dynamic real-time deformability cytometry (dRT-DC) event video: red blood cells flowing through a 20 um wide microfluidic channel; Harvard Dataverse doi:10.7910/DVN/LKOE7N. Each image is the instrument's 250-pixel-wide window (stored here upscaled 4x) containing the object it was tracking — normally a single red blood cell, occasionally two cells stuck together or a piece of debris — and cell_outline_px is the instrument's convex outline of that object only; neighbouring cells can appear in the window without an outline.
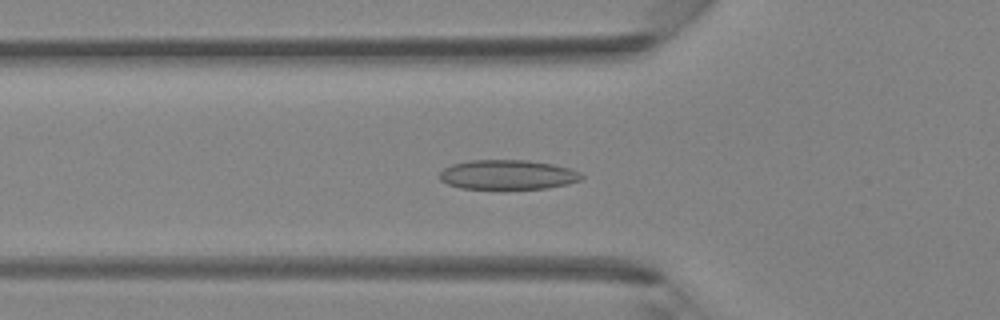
{"species": "Egyptian fruit bat (a non-hibernating species)", "species_latin": "Rousettus aegyptiacus", "temperature_condition": "room temperature", "stored_images_in_passage": 37, "camera_frame_rate_fps": 3000, "um_per_image_px": 0.085, "animal": {"sex": "female"}, "frame": {"image": 1, "passage_image": 14, "time_ms": 4.333, "image_size_px": [1000, 320], "cell_outline_px": [[584, 176], [580, 180], [568, 184], [548, 188], [460, 188], [448, 184], [440, 180], [440, 172], [444, 168], [452, 164], [468, 160], [528, 160], [552, 164], [568, 168], [580, 172]], "centroid_in_image_um": [43.15, 14.84], "position_along_channel_um": 82.6, "area_um2": 24.33}}
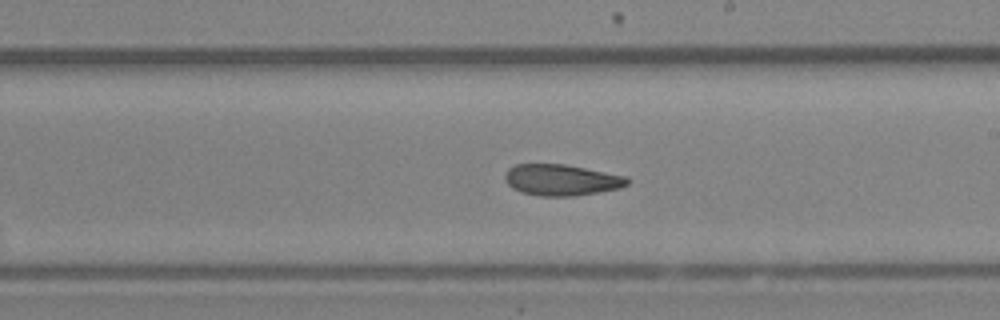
{"frame": {"image": 2, "passage_image": 24, "time_ms": 7.667, "image_size_px": [1000, 320], "cell_outline_px": [[632, 180], [628, 184], [620, 188], [572, 196], [540, 196], [520, 192], [512, 188], [504, 180], [504, 176], [508, 168], [516, 164], [564, 164], [628, 176]], "centroid_in_image_um": [47.72, 15.29], "position_along_channel_um": 241.3, "area_um2": 22.37}}
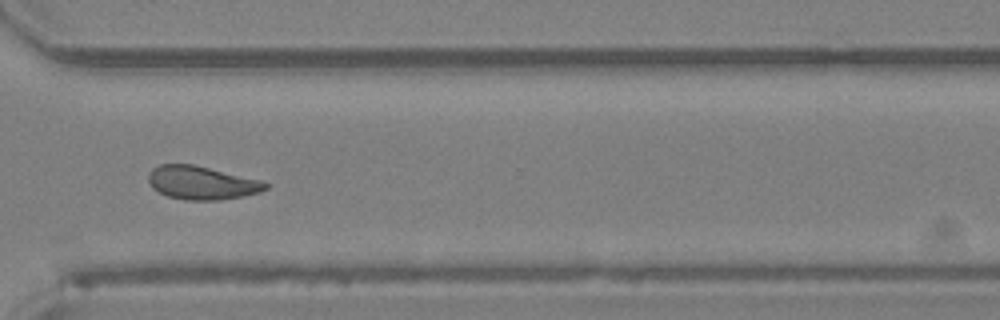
{"frame": {"image": 3, "passage_image": 31, "time_ms": 10.0, "image_size_px": [1000, 320], "cell_outline_px": [[268, 188], [260, 192], [220, 200], [184, 200], [168, 196], [152, 188], [148, 180], [148, 172], [152, 168], [160, 164], [192, 164], [260, 180], [268, 184]], "centroid_in_image_um": [17.1, 15.54], "position_along_channel_um": 353.5, "area_um2": 22.6}}